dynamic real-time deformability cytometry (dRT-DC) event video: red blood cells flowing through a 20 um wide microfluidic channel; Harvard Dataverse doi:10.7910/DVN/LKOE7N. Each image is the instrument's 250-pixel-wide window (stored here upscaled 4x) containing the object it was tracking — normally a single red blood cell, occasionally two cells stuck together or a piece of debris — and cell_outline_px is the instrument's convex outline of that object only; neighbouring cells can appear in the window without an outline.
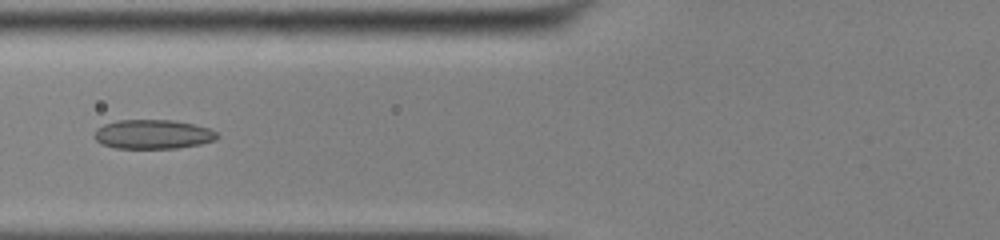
{"species": "common noctule bat (a hibernating species)", "species_latin": "Nyctalus noctula", "temperature_condition": "cold", "stored_images_in_passage": 54, "camera_frame_rate_fps": 3000, "um_per_image_px": 0.085, "animal": {"sex": "male", "body_mass_g": 13.0, "forearm_length_mm": 53.1}, "frame": {"image": 1, "passage_image": 23, "time_ms": 7.333, "image_size_px": [1000, 240], "cell_outline_px": [[220, 136], [216, 140], [200, 144], [176, 148], [116, 148], [100, 144], [96, 140], [96, 128], [104, 124], [116, 120], [172, 120], [192, 124], [208, 128], [216, 132]], "centroid_in_image_um": [13.0, 11.41], "position_along_channel_um": 112.8, "area_um2": 20.87}}
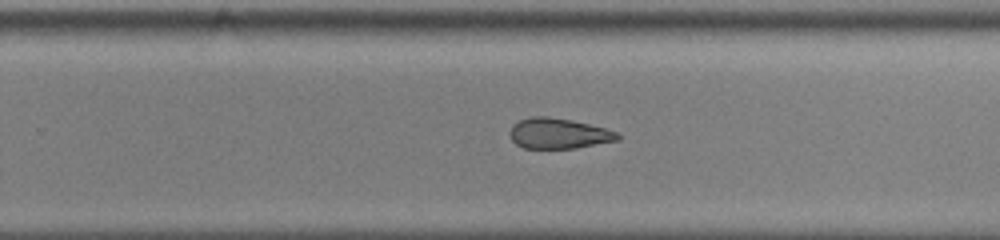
{"frame": {"image": 2, "passage_image": 36, "time_ms": 11.667, "image_size_px": [1000, 240], "cell_outline_px": [[620, 140], [576, 148], [524, 148], [516, 144], [512, 140], [508, 132], [512, 124], [520, 120], [532, 116], [548, 116], [572, 120], [604, 128], [616, 132], [620, 136]], "centroid_in_image_um": [47.45, 11.34], "position_along_channel_um": 282.4, "area_um2": 19.19}}
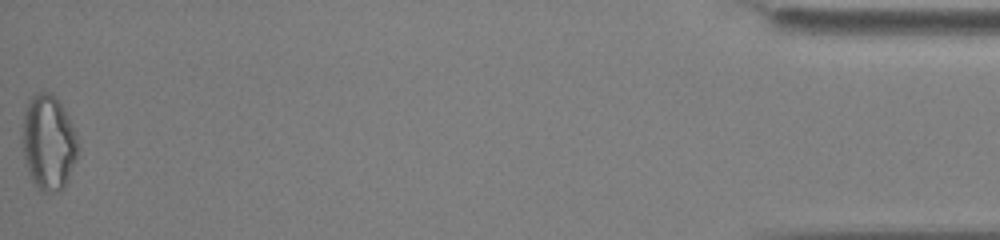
{"frame": {"image": 3, "passage_image": 54, "time_ms": 17.667, "image_size_px": [1000, 240], "cell_outline_px": [[76, 156], [64, 188], [60, 192], [44, 192], [36, 188], [28, 172], [24, 160], [24, 108], [28, 100], [36, 92], [48, 92], [64, 108], [68, 116], [76, 136]], "centroid_in_image_um": [4.1, 12.13], "position_along_channel_um": 431.1, "area_um2": 30.17}, "authors_computed_cell_mechanics": {"area_um2": 22.3975, "velocity_mm_per_s": 3.9184, "shape_relaxation_time_tau1_ms": null, "shape_relaxation_time_tau2_ms": 4.0764, "deformation_change_tau1": null, "deformation_change_tau2": 0.098}}